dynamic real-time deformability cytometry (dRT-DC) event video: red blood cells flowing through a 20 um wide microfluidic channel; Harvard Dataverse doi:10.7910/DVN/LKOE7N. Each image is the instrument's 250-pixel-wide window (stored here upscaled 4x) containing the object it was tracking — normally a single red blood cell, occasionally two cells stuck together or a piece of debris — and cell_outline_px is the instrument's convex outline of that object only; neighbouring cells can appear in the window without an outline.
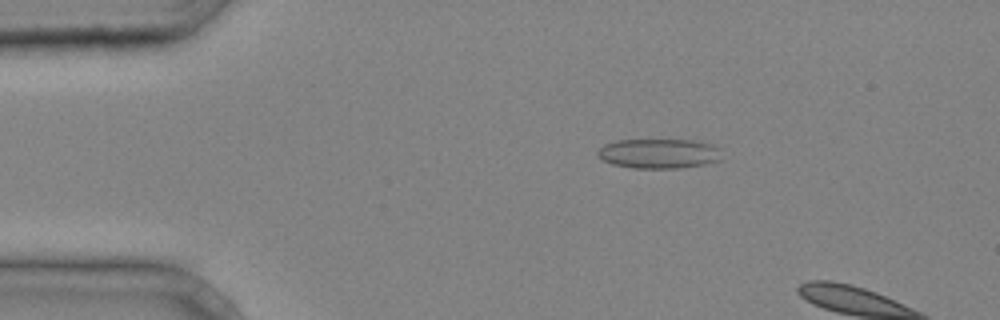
{"species": "common noctule bat (a hibernating species)", "species_latin": "Nyctalus noctula", "temperature_condition": "cold", "stored_images_in_passage": 4, "camera_frame_rate_fps": 3000, "um_per_image_px": 0.085, "animal": {"sex": "male", "body_mass_g": 20.4}, "frame": {"image": 1, "passage_image": 2, "time_ms": 0.333, "image_size_px": [1000, 320], "cell_outline_px": [[720, 160], [704, 164], [680, 168], [632, 168], [612, 164], [600, 160], [596, 156], [596, 152], [604, 144], [616, 140], [692, 140], [716, 144], [720, 148]], "centroid_in_image_um": [55.98, 13.05], "position_along_channel_um": 29.0, "area_um2": 21.79}}